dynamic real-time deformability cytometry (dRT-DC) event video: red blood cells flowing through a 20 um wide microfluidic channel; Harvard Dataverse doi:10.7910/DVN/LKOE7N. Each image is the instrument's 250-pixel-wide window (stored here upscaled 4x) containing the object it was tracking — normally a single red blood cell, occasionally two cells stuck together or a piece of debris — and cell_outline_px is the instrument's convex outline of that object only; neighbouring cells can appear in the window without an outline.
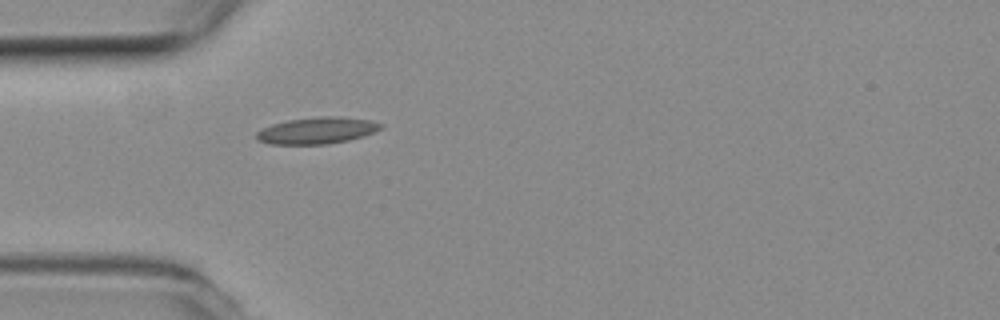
{"species": "common noctule bat (a hibernating species)", "species_latin": "Nyctalus noctula", "temperature_condition": "room temperature", "stored_images_in_passage": 33, "camera_frame_rate_fps": 3000, "um_per_image_px": 0.085, "animal": {"sex": "female", "body_mass_g": 19.3, "forearm_length_mm": 54.1}, "frame": {"image": 1, "passage_image": 1, "time_ms": 0.0, "image_size_px": [1000, 320], "cell_outline_px": [[384, 124], [380, 128], [364, 136], [348, 140], [328, 144], [268, 144], [256, 140], [256, 132], [272, 124], [288, 120], [320, 116], [340, 116], [368, 120]], "centroid_in_image_um": [26.91, 11.09], "position_along_channel_um": 58.1, "area_um2": 19.19}}
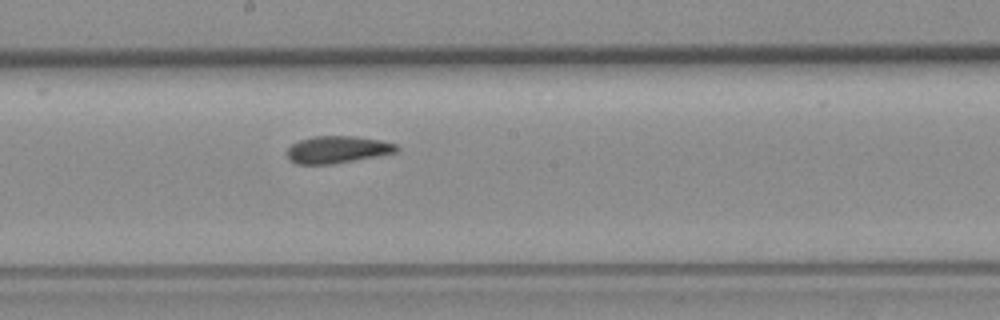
{"frame": {"image": 2, "passage_image": 14, "time_ms": 4.333, "image_size_px": [1000, 320], "cell_outline_px": [[400, 148], [396, 152], [376, 156], [332, 164], [296, 164], [288, 160], [288, 148], [292, 144], [300, 140], [312, 136], [356, 136], [380, 140], [396, 144]], "centroid_in_image_um": [28.67, 12.71], "position_along_channel_um": 219.5, "area_um2": 17.28}}
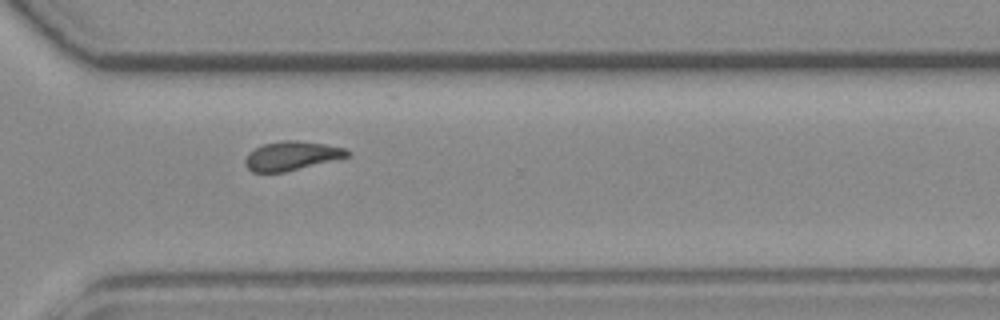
{"frame": {"image": 3, "passage_image": 24, "time_ms": 7.667, "image_size_px": [1000, 320], "cell_outline_px": [[352, 152], [348, 156], [284, 172], [252, 172], [244, 164], [244, 160], [248, 152], [264, 144], [280, 140], [296, 140], [324, 144], [344, 148]], "centroid_in_image_um": [24.74, 13.24], "position_along_channel_um": 345.9, "area_um2": 17.05}, "authors_computed_cell_mechanics": {"area_um2": 17.2244, "velocity_mm_per_s": 3.7984, "shape_relaxation_time_tau1_ms": null, "shape_relaxation_time_tau2_ms": 2.504, "deformation_change_tau1": null, "deformation_change_tau2": 0.0587}}